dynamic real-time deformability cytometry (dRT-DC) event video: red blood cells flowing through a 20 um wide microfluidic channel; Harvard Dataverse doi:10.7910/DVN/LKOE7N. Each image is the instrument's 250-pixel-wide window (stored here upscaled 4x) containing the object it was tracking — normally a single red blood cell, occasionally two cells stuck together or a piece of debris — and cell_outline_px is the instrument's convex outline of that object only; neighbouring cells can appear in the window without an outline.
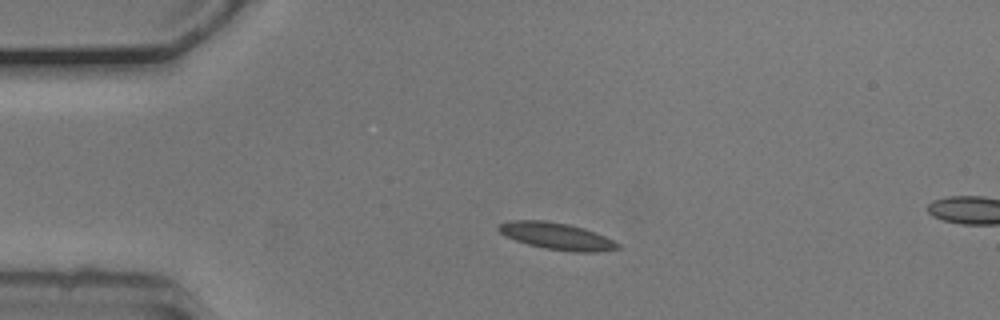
{"species": "common noctule bat (a hibernating species)", "species_latin": "Nyctalus noctula", "temperature_condition": "cold", "stored_images_in_passage": 14, "camera_frame_rate_fps": 3000, "um_per_image_px": 0.085, "animal": {"sex": "male", "body_mass_g": 20.5, "forearm_length_mm": 52.5}, "frame": {"image": 1, "passage_image": 10, "time_ms": 3.0, "image_size_px": [1000, 320], "cell_outline_px": [[620, 248], [596, 252], [572, 252], [544, 248], [528, 244], [504, 236], [496, 228], [500, 224], [512, 220], [544, 220], [568, 224], [584, 228], [604, 236], [620, 244]], "centroid_in_image_um": [47.3, 20.07], "position_along_channel_um": 37.7, "area_um2": 18.55}}